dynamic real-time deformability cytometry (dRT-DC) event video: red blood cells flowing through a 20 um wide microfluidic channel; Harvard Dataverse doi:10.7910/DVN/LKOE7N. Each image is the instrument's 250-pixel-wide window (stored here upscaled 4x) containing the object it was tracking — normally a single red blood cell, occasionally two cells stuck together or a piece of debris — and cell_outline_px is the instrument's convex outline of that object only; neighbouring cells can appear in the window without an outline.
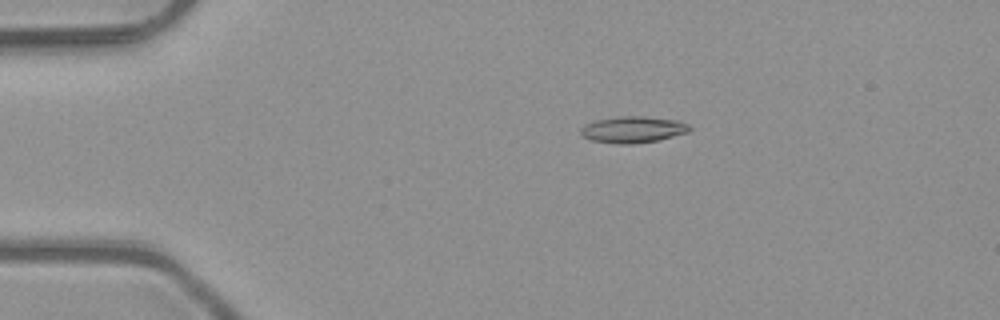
{"species": "common noctule bat (a hibernating species)", "species_latin": "Nyctalus noctula", "temperature_condition": "room temperature", "stored_images_in_passage": 5, "camera_frame_rate_fps": 3000, "um_per_image_px": 0.085, "animal": {"sex": "male", "body_mass_g": 23.1, "forearm_length_mm": 52.7}, "frame": {"image": 1, "passage_image": 3, "time_ms": 0.667, "image_size_px": [1000, 320], "cell_outline_px": [[692, 128], [688, 132], [656, 140], [632, 144], [620, 144], [592, 140], [580, 136], [580, 128], [584, 124], [596, 120], [616, 116], [644, 116], [680, 120], [688, 124]], "centroid_in_image_um": [53.77, 10.99], "position_along_channel_um": 31.2, "area_um2": 16.88}}
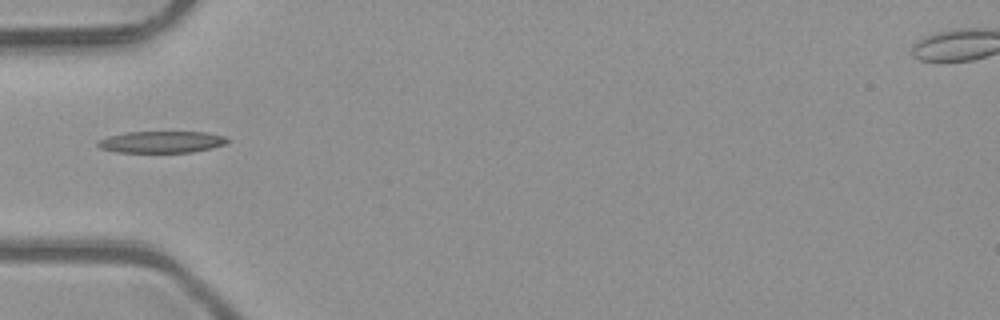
{"frame": {"image": 2, "passage_image": 5, "time_ms": 1.333, "image_size_px": [1000, 320], "cell_outline_px": [[228, 140], [224, 144], [212, 148], [192, 152], [116, 152], [100, 148], [96, 144], [100, 140], [108, 136], [128, 132], [204, 132], [224, 136]], "centroid_in_image_um": [13.71, 12.07], "position_along_channel_um": 71.3, "area_um2": 16.18}}